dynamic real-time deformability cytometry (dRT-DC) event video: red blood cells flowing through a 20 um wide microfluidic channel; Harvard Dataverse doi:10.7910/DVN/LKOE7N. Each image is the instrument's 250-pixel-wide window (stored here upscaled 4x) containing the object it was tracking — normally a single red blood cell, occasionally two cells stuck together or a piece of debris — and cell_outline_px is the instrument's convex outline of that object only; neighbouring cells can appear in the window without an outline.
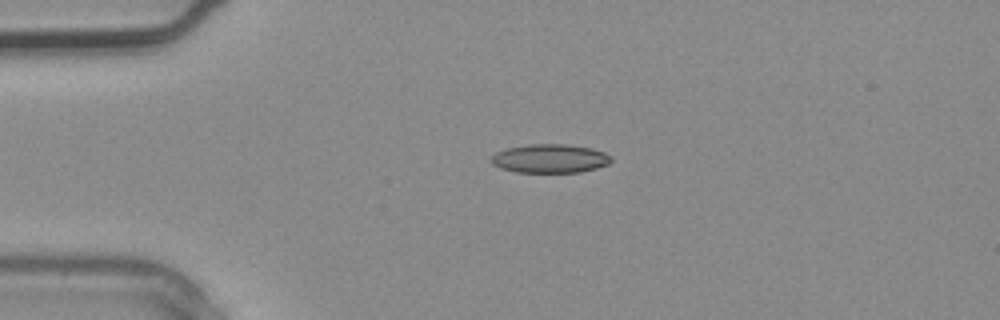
{"species": "common noctule bat (a hibernating species)", "species_latin": "Nyctalus noctula", "temperature_condition": "warm", "stored_images_in_passage": 2, "camera_frame_rate_fps": 3000, "um_per_image_px": 0.085, "animal": {"sex": "male", "body_mass_g": 20.4}, "frame": {"image": 1, "passage_image": 1, "time_ms": 0.0, "image_size_px": [1000, 320], "cell_outline_px": [[612, 160], [608, 164], [596, 168], [580, 172], [516, 172], [500, 168], [492, 164], [488, 160], [496, 152], [504, 148], [528, 144], [564, 144], [592, 148], [604, 152], [612, 156]], "centroid_in_image_um": [46.71, 13.47], "position_along_channel_um": 38.3, "area_um2": 20.29}}